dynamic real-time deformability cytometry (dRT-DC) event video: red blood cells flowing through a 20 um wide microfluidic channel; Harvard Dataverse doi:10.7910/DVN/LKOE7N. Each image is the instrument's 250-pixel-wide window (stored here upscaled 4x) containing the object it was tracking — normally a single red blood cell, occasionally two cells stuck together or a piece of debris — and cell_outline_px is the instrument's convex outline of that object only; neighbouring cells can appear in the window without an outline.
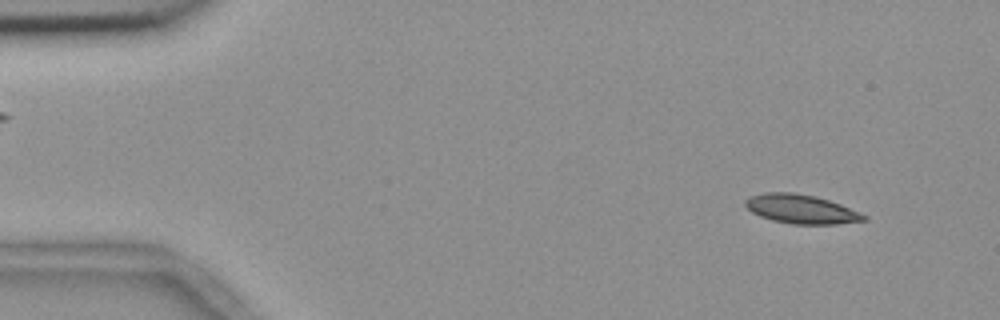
{"species": "common noctule bat (a hibernating species)", "species_latin": "Nyctalus noctula", "temperature_condition": "room temperature", "stored_images_in_passage": 4, "camera_frame_rate_fps": 3000, "um_per_image_px": 0.085, "animal": {"sex": "female", "body_mass_g": 18.4}, "frame": {"image": 1, "passage_image": 1, "time_ms": 0.0, "image_size_px": [1000, 320], "cell_outline_px": [[868, 220], [836, 224], [792, 224], [772, 220], [760, 216], [752, 212], [744, 204], [744, 200], [752, 196], [764, 192], [792, 192], [816, 196], [840, 204], [868, 216]], "centroid_in_image_um": [68.1, 17.77], "position_along_channel_um": 16.9, "area_um2": 20.0}}
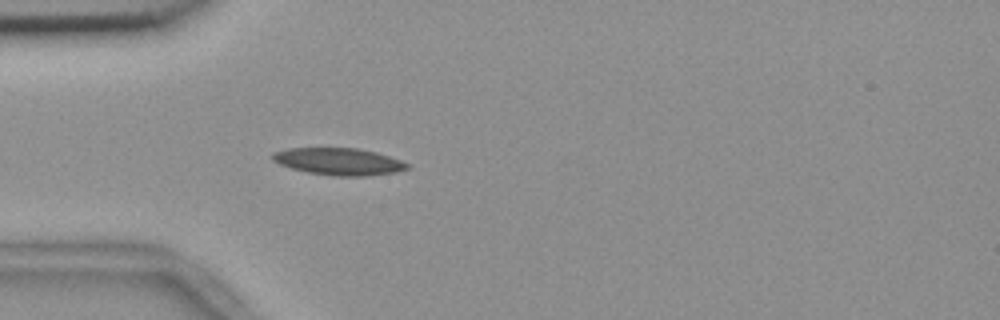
{"frame": {"image": 2, "passage_image": 4, "time_ms": 1.0, "image_size_px": [1000, 320], "cell_outline_px": [[408, 168], [396, 172], [368, 176], [332, 176], [308, 172], [292, 168], [280, 164], [272, 160], [272, 152], [288, 148], [356, 148], [376, 152], [400, 160], [408, 164]], "centroid_in_image_um": [28.78, 13.73], "position_along_channel_um": 56.2, "area_um2": 21.15}}